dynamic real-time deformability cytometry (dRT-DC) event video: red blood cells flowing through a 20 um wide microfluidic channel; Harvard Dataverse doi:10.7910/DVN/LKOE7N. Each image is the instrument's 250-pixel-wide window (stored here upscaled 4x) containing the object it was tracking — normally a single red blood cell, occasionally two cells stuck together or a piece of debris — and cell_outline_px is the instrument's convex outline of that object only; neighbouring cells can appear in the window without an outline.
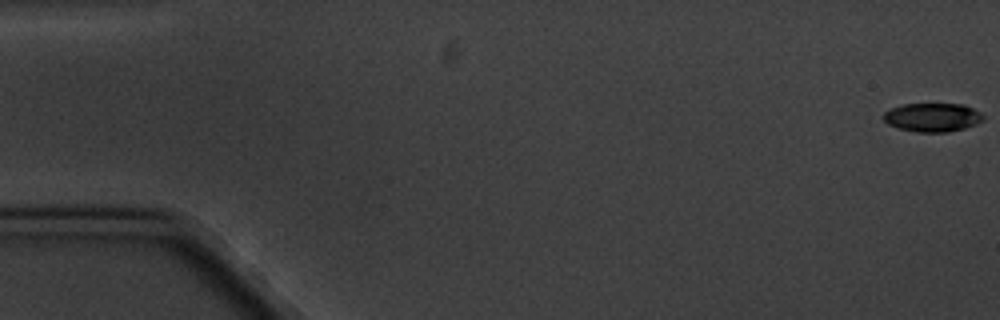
{"species": "common noctule bat (a hibernating species)", "species_latin": "Nyctalus noctula", "temperature_condition": "cold", "stored_images_in_passage": 5, "camera_frame_rate_fps": 3000, "um_per_image_px": 0.085, "animal": {"sex": "male", "body_mass_g": 20.1, "forearm_length_mm": 53.5}, "frame": {"image": 1, "passage_image": 1, "time_ms": 0.0, "image_size_px": [1000, 320], "cell_outline_px": [[984, 120], [976, 124], [964, 128], [948, 132], [916, 132], [900, 128], [888, 124], [884, 120], [884, 112], [892, 108], [904, 104], [964, 104], [980, 112], [984, 116]], "centroid_in_image_um": [79.29, 9.97], "position_along_channel_um": 5.7, "area_um2": 16.59}}
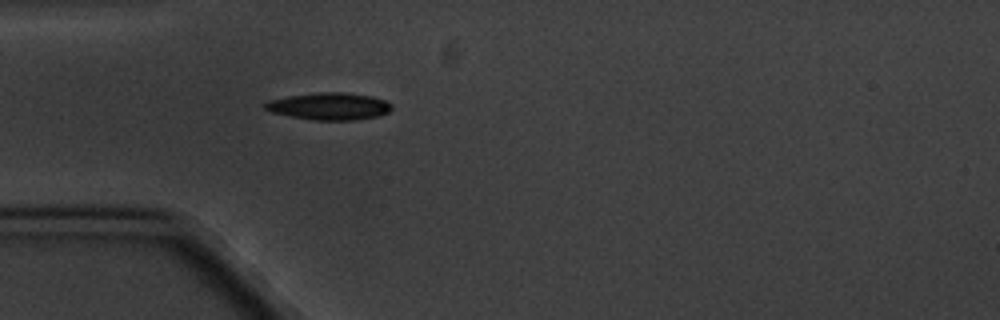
{"frame": {"image": 2, "passage_image": 5, "time_ms": 5.667, "image_size_px": [1000, 320], "cell_outline_px": [[392, 108], [388, 112], [380, 116], [356, 120], [312, 120], [288, 116], [272, 112], [264, 108], [264, 104], [268, 100], [288, 96], [316, 92], [344, 92], [372, 96], [384, 100], [392, 104]], "centroid_in_image_um": [27.99, 9.03], "position_along_channel_um": 57.0, "area_um2": 20.23}}